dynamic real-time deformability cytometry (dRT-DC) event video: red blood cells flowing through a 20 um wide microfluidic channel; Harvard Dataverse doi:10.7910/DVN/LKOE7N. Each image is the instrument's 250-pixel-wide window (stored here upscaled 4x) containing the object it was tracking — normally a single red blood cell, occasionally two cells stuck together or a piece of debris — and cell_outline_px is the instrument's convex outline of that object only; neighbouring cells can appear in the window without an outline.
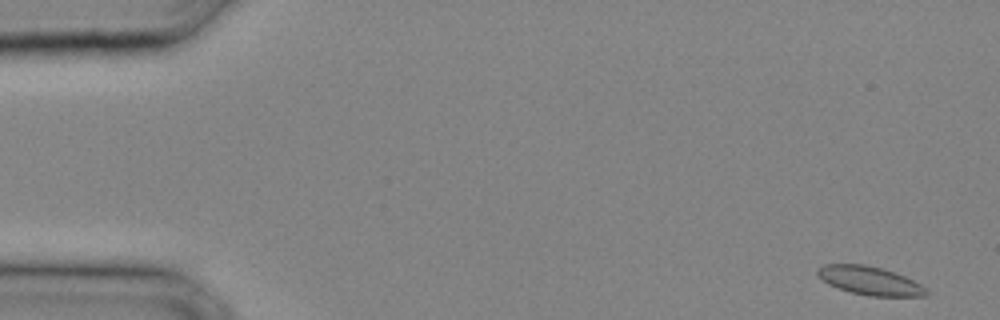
{"species": "common noctule bat (a hibernating species)", "species_latin": "Nyctalus noctula", "temperature_condition": "cold", "stored_images_in_passage": 21, "camera_frame_rate_fps": 3000, "um_per_image_px": 0.085, "animal": {"sex": "male", "body_mass_g": 20.4}, "frame": {"image": 1, "passage_image": 1, "time_ms": 0.0, "image_size_px": [1000, 320], "cell_outline_px": [[928, 296], [868, 296], [852, 292], [828, 284], [816, 272], [816, 268], [824, 264], [864, 264], [880, 268], [904, 276], [920, 284], [928, 292]], "centroid_in_image_um": [73.91, 23.85], "position_along_channel_um": 11.1, "area_um2": 17.74}}
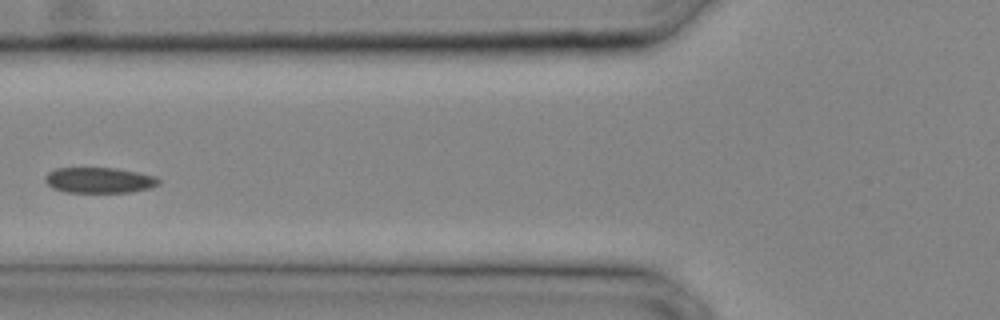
{"frame": {"image": 2, "passage_image": 12, "time_ms": 3.667, "image_size_px": [1000, 320], "cell_outline_px": [[160, 184], [148, 188], [128, 192], [64, 192], [52, 188], [44, 180], [44, 176], [48, 172], [56, 168], [112, 168], [136, 172], [156, 176], [160, 180]], "centroid_in_image_um": [8.4, 15.32], "position_along_channel_um": 117.4, "area_um2": 16.88}}
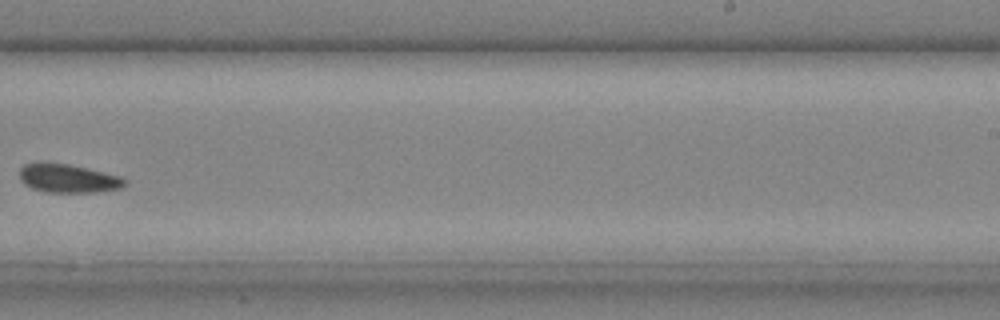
{"frame": {"image": 3, "passage_image": 20, "time_ms": 6.333, "image_size_px": [1000, 320], "cell_outline_px": [[124, 184], [120, 188], [96, 192], [48, 192], [32, 188], [24, 184], [20, 180], [20, 168], [24, 164], [68, 164], [120, 176], [124, 180]], "centroid_in_image_um": [5.76, 15.18], "position_along_channel_um": 283.2, "area_um2": 16.94}}